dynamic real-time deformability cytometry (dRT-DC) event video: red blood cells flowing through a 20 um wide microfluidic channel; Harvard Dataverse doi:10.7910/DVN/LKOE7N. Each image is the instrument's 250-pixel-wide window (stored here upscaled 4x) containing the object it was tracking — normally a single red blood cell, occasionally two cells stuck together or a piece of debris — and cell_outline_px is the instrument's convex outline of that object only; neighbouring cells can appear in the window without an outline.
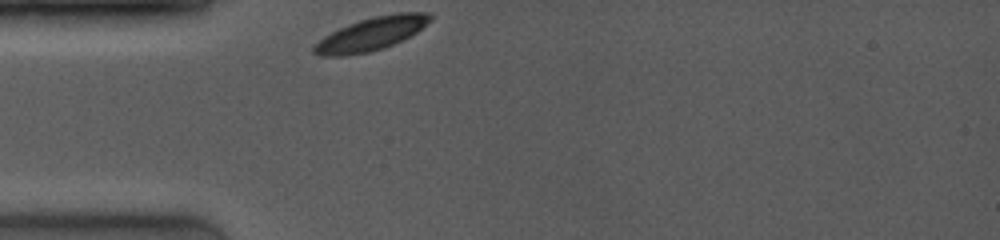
{"species": "common noctule bat (a hibernating species)", "species_latin": "Nyctalus noctula", "temperature_condition": "room temperature", "stored_images_in_passage": 19, "camera_frame_rate_fps": 4000, "um_per_image_px": 0.085, "animal": {"sex": "female", "body_mass_g": 19.0, "forearm_length_mm": 53.3}, "frame": {"image": 1, "passage_image": 1, "time_ms": 0.0, "image_size_px": [1000, 240], "cell_outline_px": [[432, 20], [416, 32], [384, 48], [368, 52], [344, 56], [320, 56], [312, 52], [312, 48], [324, 36], [348, 24], [360, 20], [376, 16], [400, 12], [432, 12]], "centroid_in_image_um": [31.56, 2.88], "position_along_channel_um": 53.4, "area_um2": 22.2}}
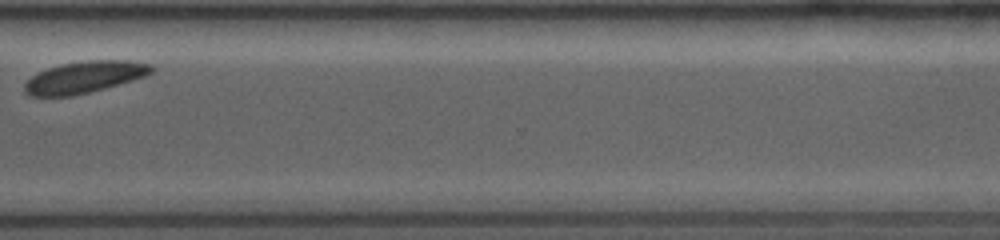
{"frame": {"image": 2, "passage_image": 16, "time_ms": 8.25, "image_size_px": [1000, 240], "cell_outline_px": [[152, 72], [144, 76], [132, 80], [104, 88], [72, 96], [28, 96], [24, 92], [24, 84], [32, 76], [48, 68], [60, 64], [88, 60], [128, 60], [152, 64]], "centroid_in_image_um": [7.15, 6.55], "position_along_channel_um": 363.4, "area_um2": 23.24}}
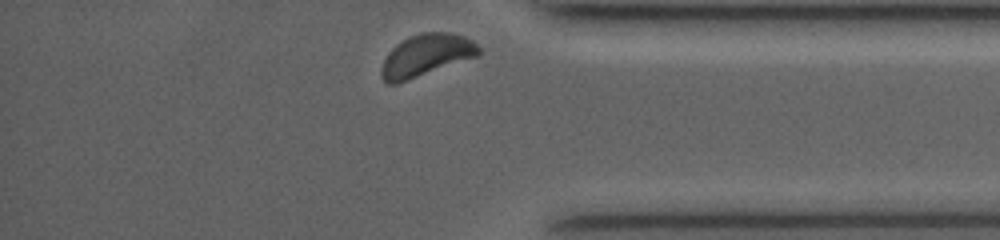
{"frame": {"image": 3, "passage_image": 19, "time_ms": 9.25, "image_size_px": [1000, 240], "cell_outline_px": [[480, 52], [476, 56], [396, 84], [388, 84], [384, 80], [380, 72], [384, 60], [388, 52], [396, 44], [408, 36], [420, 32], [448, 32], [464, 36], [472, 40], [480, 48]], "centroid_in_image_um": [36.19, 4.68], "position_along_channel_um": 399.0, "area_um2": 23.58}, "authors_computed_cell_mechanics": {"area_um2": 23.2356, "velocity_mm_per_s": 3.8535, "shape_relaxation_time_tau1_ms": 0.3643, "shape_relaxation_time_tau2_ms": 7.4908, "deformation_change_tau1": 0.0416, "deformation_change_tau2": 0.0722}}